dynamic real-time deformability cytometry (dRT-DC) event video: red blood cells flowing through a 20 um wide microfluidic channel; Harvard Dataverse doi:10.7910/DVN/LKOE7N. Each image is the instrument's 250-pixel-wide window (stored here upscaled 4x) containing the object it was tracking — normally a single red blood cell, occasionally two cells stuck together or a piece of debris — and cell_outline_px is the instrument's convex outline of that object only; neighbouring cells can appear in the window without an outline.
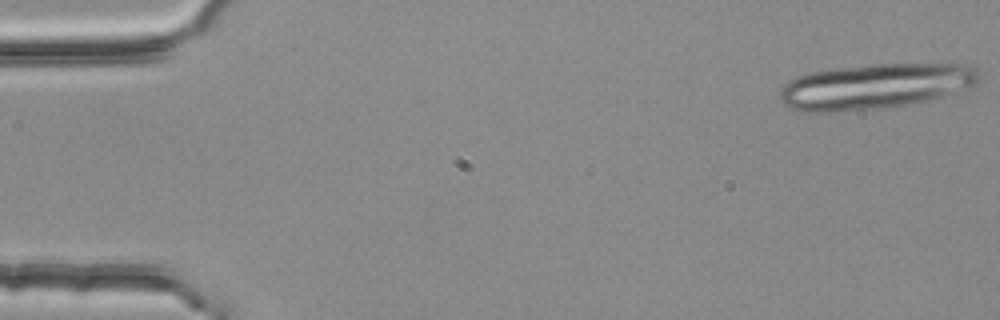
{"species": "common noctule bat (a hibernating species)", "species_latin": "Nyctalus noctula", "temperature_condition": "room temperature", "stored_images_in_passage": 5, "camera_frame_rate_fps": 3000, "um_per_image_px": 0.085, "animal": {"sex": "female", "body_mass_g": 25.1}, "frame": {"image": 1, "passage_image": 1, "time_ms": 0.0, "image_size_px": [1000, 320], "cell_outline_px": [[980, 84], [956, 92], [908, 104], [888, 108], [832, 112], [800, 112], [788, 108], [780, 100], [780, 88], [788, 80], [812, 72], [832, 68], [876, 64], [968, 64], [976, 68], [980, 76]], "centroid_in_image_um": [74.37, 7.34], "position_along_channel_um": 10.6, "area_um2": 52.94}}